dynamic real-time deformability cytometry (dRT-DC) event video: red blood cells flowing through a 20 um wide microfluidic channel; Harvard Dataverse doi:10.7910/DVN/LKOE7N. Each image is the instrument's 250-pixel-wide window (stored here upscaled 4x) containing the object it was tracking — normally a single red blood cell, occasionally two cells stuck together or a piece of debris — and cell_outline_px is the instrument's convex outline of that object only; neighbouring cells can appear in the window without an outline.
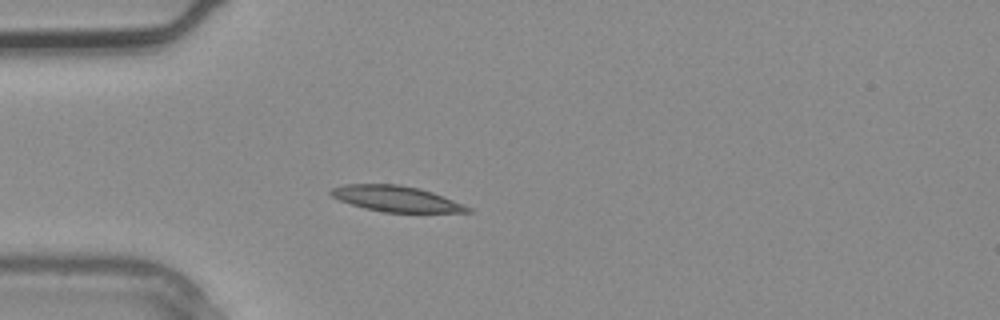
{"species": "common noctule bat (a hibernating species)", "species_latin": "Nyctalus noctula", "temperature_condition": "warm", "stored_images_in_passage": 3, "camera_frame_rate_fps": 3000, "um_per_image_px": 0.085, "animal": {"sex": "male", "body_mass_g": 20.4}, "frame": {"image": 1, "passage_image": 3, "time_ms": 0.667, "image_size_px": [1000, 320], "cell_outline_px": [[472, 212], [384, 212], [364, 208], [340, 200], [332, 196], [328, 192], [332, 188], [344, 184], [400, 184], [420, 188], [432, 192], [464, 204], [472, 208]], "centroid_in_image_um": [33.68, 16.88], "position_along_channel_um": 51.3, "area_um2": 20.46}}